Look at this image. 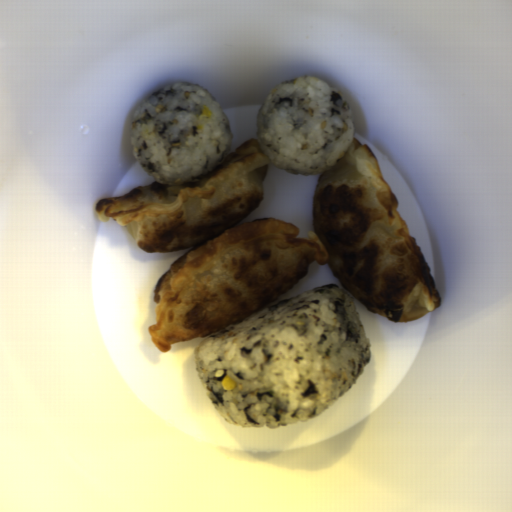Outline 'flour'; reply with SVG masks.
Here are the masks:
<instances>
[{"mask_svg":"<svg viewBox=\"0 0 512 512\" xmlns=\"http://www.w3.org/2000/svg\"><path fill=\"white\" fill-rule=\"evenodd\" d=\"M271 162L259 138L250 139L189 183L155 180L93 203L99 222L116 221L148 254L190 248L153 289L156 322L148 331L162 353L265 308L304 279L313 261L328 264L350 295L388 321L410 322L439 306L428 262L367 144L354 136L321 172L308 238L292 222L241 223L264 199Z\"/></svg>","mask_w":512,"mask_h":512,"instance_id":"1","label":"flour"}]
</instances>
